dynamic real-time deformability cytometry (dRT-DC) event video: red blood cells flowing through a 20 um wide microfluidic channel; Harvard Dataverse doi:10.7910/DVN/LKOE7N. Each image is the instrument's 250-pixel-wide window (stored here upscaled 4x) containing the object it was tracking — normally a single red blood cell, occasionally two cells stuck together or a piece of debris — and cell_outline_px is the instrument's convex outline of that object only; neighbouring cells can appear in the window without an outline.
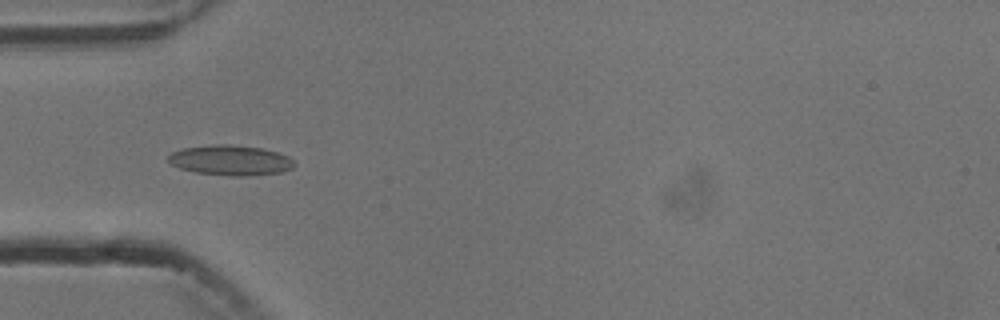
{"species": "common noctule bat (a hibernating species)", "species_latin": "Nyctalus noctula", "temperature_condition": "cold", "stored_images_in_passage": 7, "camera_frame_rate_fps": 3000, "um_per_image_px": 0.085, "animal": {"sex": "male", "body_mass_g": 13.3}, "frame": {"image": 1, "passage_image": 3, "time_ms": 3.333, "image_size_px": [1000, 320], "cell_outline_px": [[296, 164], [292, 168], [280, 172], [244, 176], [232, 176], [196, 172], [180, 168], [172, 164], [168, 160], [168, 156], [172, 152], [184, 148], [216, 144], [224, 144], [260, 148], [276, 152], [288, 156]], "centroid_in_image_um": [19.59, 13.62], "position_along_channel_um": 65.4, "area_um2": 21.79}}
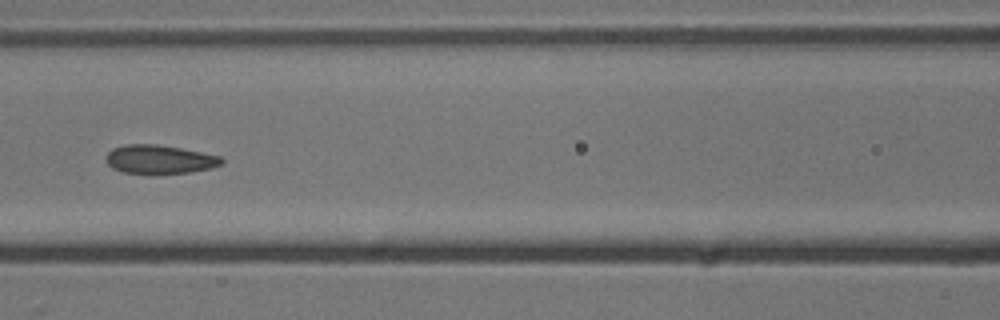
{"frame": {"image": 2, "passage_image": 5, "time_ms": 5.667, "image_size_px": [1000, 320], "cell_outline_px": [[224, 164], [212, 168], [188, 172], [152, 176], [148, 176], [124, 172], [112, 168], [108, 164], [108, 152], [112, 148], [128, 144], [156, 144], [180, 148], [220, 156], [224, 160]], "centroid_in_image_um": [13.58, 13.58], "position_along_channel_um": 153.0, "area_um2": 19.77}}
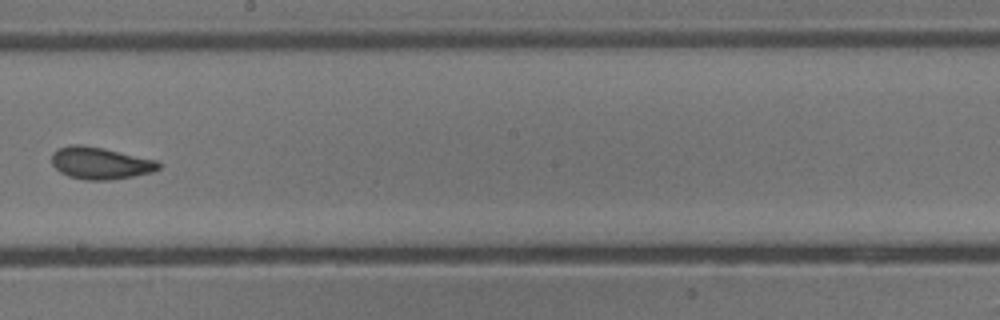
{"frame": {"image": 3, "passage_image": 7, "time_ms": 8.0, "image_size_px": [1000, 320], "cell_outline_px": [[160, 168], [152, 172], [112, 180], [84, 180], [68, 176], [60, 172], [52, 164], [52, 152], [60, 148], [72, 144], [80, 144], [104, 148], [156, 160], [160, 164]], "centroid_in_image_um": [8.51, 13.87], "position_along_channel_um": 239.7, "area_um2": 19.94}}